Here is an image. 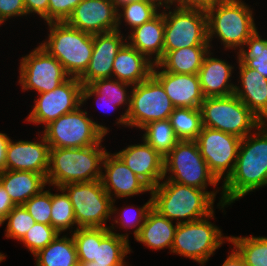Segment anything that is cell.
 <instances>
[{"instance_id":"obj_1","label":"cell","mask_w":267,"mask_h":266,"mask_svg":"<svg viewBox=\"0 0 267 266\" xmlns=\"http://www.w3.org/2000/svg\"><path fill=\"white\" fill-rule=\"evenodd\" d=\"M223 182L222 197L217 205L221 209L249 192L267 186V123L241 139L234 169Z\"/></svg>"},{"instance_id":"obj_2","label":"cell","mask_w":267,"mask_h":266,"mask_svg":"<svg viewBox=\"0 0 267 266\" xmlns=\"http://www.w3.org/2000/svg\"><path fill=\"white\" fill-rule=\"evenodd\" d=\"M216 193L165 179L150 191L152 208L178 224L210 216L214 212Z\"/></svg>"},{"instance_id":"obj_3","label":"cell","mask_w":267,"mask_h":266,"mask_svg":"<svg viewBox=\"0 0 267 266\" xmlns=\"http://www.w3.org/2000/svg\"><path fill=\"white\" fill-rule=\"evenodd\" d=\"M106 153L101 143L82 148H50L47 184L60 188L68 183L101 180Z\"/></svg>"},{"instance_id":"obj_4","label":"cell","mask_w":267,"mask_h":266,"mask_svg":"<svg viewBox=\"0 0 267 266\" xmlns=\"http://www.w3.org/2000/svg\"><path fill=\"white\" fill-rule=\"evenodd\" d=\"M48 40L41 43L55 57L70 77L80 78L88 68L93 52V35L69 26L50 22Z\"/></svg>"},{"instance_id":"obj_5","label":"cell","mask_w":267,"mask_h":266,"mask_svg":"<svg viewBox=\"0 0 267 266\" xmlns=\"http://www.w3.org/2000/svg\"><path fill=\"white\" fill-rule=\"evenodd\" d=\"M242 0H220L207 13L208 43L214 36L221 39L225 49L244 46L257 30L253 12Z\"/></svg>"},{"instance_id":"obj_6","label":"cell","mask_w":267,"mask_h":266,"mask_svg":"<svg viewBox=\"0 0 267 266\" xmlns=\"http://www.w3.org/2000/svg\"><path fill=\"white\" fill-rule=\"evenodd\" d=\"M204 127L240 137L249 135L263 123L235 94L205 97L200 106Z\"/></svg>"},{"instance_id":"obj_7","label":"cell","mask_w":267,"mask_h":266,"mask_svg":"<svg viewBox=\"0 0 267 266\" xmlns=\"http://www.w3.org/2000/svg\"><path fill=\"white\" fill-rule=\"evenodd\" d=\"M64 114L43 126V135L50 148H82L101 143L109 132L80 109Z\"/></svg>"},{"instance_id":"obj_8","label":"cell","mask_w":267,"mask_h":266,"mask_svg":"<svg viewBox=\"0 0 267 266\" xmlns=\"http://www.w3.org/2000/svg\"><path fill=\"white\" fill-rule=\"evenodd\" d=\"M66 191L75 214L77 228H109L106 220L118 209L115 199L103 188L101 180L68 183L60 187Z\"/></svg>"},{"instance_id":"obj_9","label":"cell","mask_w":267,"mask_h":266,"mask_svg":"<svg viewBox=\"0 0 267 266\" xmlns=\"http://www.w3.org/2000/svg\"><path fill=\"white\" fill-rule=\"evenodd\" d=\"M183 185L206 190L207 185L217 186L219 180L210 171L201 155L197 141H179L164 157V178Z\"/></svg>"},{"instance_id":"obj_10","label":"cell","mask_w":267,"mask_h":266,"mask_svg":"<svg viewBox=\"0 0 267 266\" xmlns=\"http://www.w3.org/2000/svg\"><path fill=\"white\" fill-rule=\"evenodd\" d=\"M210 218H214V212L197 221L179 223L171 252L193 259L204 266L215 250L225 240L229 241V236H222L221 230L208 221Z\"/></svg>"},{"instance_id":"obj_11","label":"cell","mask_w":267,"mask_h":266,"mask_svg":"<svg viewBox=\"0 0 267 266\" xmlns=\"http://www.w3.org/2000/svg\"><path fill=\"white\" fill-rule=\"evenodd\" d=\"M164 12V49L169 52L191 46H210L208 43L207 13L197 9L170 5L162 6Z\"/></svg>"},{"instance_id":"obj_12","label":"cell","mask_w":267,"mask_h":266,"mask_svg":"<svg viewBox=\"0 0 267 266\" xmlns=\"http://www.w3.org/2000/svg\"><path fill=\"white\" fill-rule=\"evenodd\" d=\"M127 126H143L152 121L168 119L175 108L161 83L151 74L131 88Z\"/></svg>"},{"instance_id":"obj_13","label":"cell","mask_w":267,"mask_h":266,"mask_svg":"<svg viewBox=\"0 0 267 266\" xmlns=\"http://www.w3.org/2000/svg\"><path fill=\"white\" fill-rule=\"evenodd\" d=\"M19 70L22 90L38 94L50 92L70 78L62 64L40 45L22 57Z\"/></svg>"},{"instance_id":"obj_14","label":"cell","mask_w":267,"mask_h":266,"mask_svg":"<svg viewBox=\"0 0 267 266\" xmlns=\"http://www.w3.org/2000/svg\"><path fill=\"white\" fill-rule=\"evenodd\" d=\"M196 141L210 171L219 181L222 177L225 181L234 169L241 138L203 126Z\"/></svg>"},{"instance_id":"obj_15","label":"cell","mask_w":267,"mask_h":266,"mask_svg":"<svg viewBox=\"0 0 267 266\" xmlns=\"http://www.w3.org/2000/svg\"><path fill=\"white\" fill-rule=\"evenodd\" d=\"M82 83L79 78L70 77L57 88L39 94L26 121L48 125L60 116L82 106Z\"/></svg>"},{"instance_id":"obj_16","label":"cell","mask_w":267,"mask_h":266,"mask_svg":"<svg viewBox=\"0 0 267 266\" xmlns=\"http://www.w3.org/2000/svg\"><path fill=\"white\" fill-rule=\"evenodd\" d=\"M118 9L112 0H82L66 23L89 34L118 30Z\"/></svg>"},{"instance_id":"obj_17","label":"cell","mask_w":267,"mask_h":266,"mask_svg":"<svg viewBox=\"0 0 267 266\" xmlns=\"http://www.w3.org/2000/svg\"><path fill=\"white\" fill-rule=\"evenodd\" d=\"M120 31L119 29L93 35L92 56L88 68L79 78L83 86L97 79L112 77L115 56L127 40L122 37Z\"/></svg>"},{"instance_id":"obj_18","label":"cell","mask_w":267,"mask_h":266,"mask_svg":"<svg viewBox=\"0 0 267 266\" xmlns=\"http://www.w3.org/2000/svg\"><path fill=\"white\" fill-rule=\"evenodd\" d=\"M102 169H105V173L102 172L101 182L112 200H114L113 195L117 198H124L151 191V188L115 153L111 155L107 152L105 154Z\"/></svg>"},{"instance_id":"obj_19","label":"cell","mask_w":267,"mask_h":266,"mask_svg":"<svg viewBox=\"0 0 267 266\" xmlns=\"http://www.w3.org/2000/svg\"><path fill=\"white\" fill-rule=\"evenodd\" d=\"M50 146L44 135L41 140L13 142L10 139L6 152L5 170L31 171L45 178L49 169Z\"/></svg>"},{"instance_id":"obj_20","label":"cell","mask_w":267,"mask_h":266,"mask_svg":"<svg viewBox=\"0 0 267 266\" xmlns=\"http://www.w3.org/2000/svg\"><path fill=\"white\" fill-rule=\"evenodd\" d=\"M152 75L161 83L175 108H200L205 97L201 90L198 74L159 71V67L154 64Z\"/></svg>"},{"instance_id":"obj_21","label":"cell","mask_w":267,"mask_h":266,"mask_svg":"<svg viewBox=\"0 0 267 266\" xmlns=\"http://www.w3.org/2000/svg\"><path fill=\"white\" fill-rule=\"evenodd\" d=\"M115 154L150 188L164 179V157L144 140Z\"/></svg>"},{"instance_id":"obj_22","label":"cell","mask_w":267,"mask_h":266,"mask_svg":"<svg viewBox=\"0 0 267 266\" xmlns=\"http://www.w3.org/2000/svg\"><path fill=\"white\" fill-rule=\"evenodd\" d=\"M238 64L242 89L235 84L234 94L263 123H267V78L245 64Z\"/></svg>"},{"instance_id":"obj_23","label":"cell","mask_w":267,"mask_h":266,"mask_svg":"<svg viewBox=\"0 0 267 266\" xmlns=\"http://www.w3.org/2000/svg\"><path fill=\"white\" fill-rule=\"evenodd\" d=\"M205 55L199 69L200 86L204 97L228 96L234 94L235 85L230 83L234 67L225 60Z\"/></svg>"},{"instance_id":"obj_24","label":"cell","mask_w":267,"mask_h":266,"mask_svg":"<svg viewBox=\"0 0 267 266\" xmlns=\"http://www.w3.org/2000/svg\"><path fill=\"white\" fill-rule=\"evenodd\" d=\"M153 66L151 60L126 42L115 56L112 78L136 85L152 74Z\"/></svg>"},{"instance_id":"obj_25","label":"cell","mask_w":267,"mask_h":266,"mask_svg":"<svg viewBox=\"0 0 267 266\" xmlns=\"http://www.w3.org/2000/svg\"><path fill=\"white\" fill-rule=\"evenodd\" d=\"M127 43L156 64L163 57L164 11L154 18L131 30ZM151 55V56H150ZM155 57L152 60V56Z\"/></svg>"},{"instance_id":"obj_26","label":"cell","mask_w":267,"mask_h":266,"mask_svg":"<svg viewBox=\"0 0 267 266\" xmlns=\"http://www.w3.org/2000/svg\"><path fill=\"white\" fill-rule=\"evenodd\" d=\"M109 228H96V251L94 265L123 266L125 256L131 252L127 234H119Z\"/></svg>"},{"instance_id":"obj_27","label":"cell","mask_w":267,"mask_h":266,"mask_svg":"<svg viewBox=\"0 0 267 266\" xmlns=\"http://www.w3.org/2000/svg\"><path fill=\"white\" fill-rule=\"evenodd\" d=\"M0 183L16 206L23 205L39 194L47 184L46 178L40 173L15 170L1 171Z\"/></svg>"},{"instance_id":"obj_28","label":"cell","mask_w":267,"mask_h":266,"mask_svg":"<svg viewBox=\"0 0 267 266\" xmlns=\"http://www.w3.org/2000/svg\"><path fill=\"white\" fill-rule=\"evenodd\" d=\"M177 226L178 223L173 225L171 220L152 208L135 239L153 250L169 248L171 251Z\"/></svg>"},{"instance_id":"obj_29","label":"cell","mask_w":267,"mask_h":266,"mask_svg":"<svg viewBox=\"0 0 267 266\" xmlns=\"http://www.w3.org/2000/svg\"><path fill=\"white\" fill-rule=\"evenodd\" d=\"M209 48L210 46H191L163 52V57L156 66L169 73L198 74Z\"/></svg>"},{"instance_id":"obj_30","label":"cell","mask_w":267,"mask_h":266,"mask_svg":"<svg viewBox=\"0 0 267 266\" xmlns=\"http://www.w3.org/2000/svg\"><path fill=\"white\" fill-rule=\"evenodd\" d=\"M60 235L34 254L36 266H78L73 237L68 238L64 235L59 238Z\"/></svg>"},{"instance_id":"obj_31","label":"cell","mask_w":267,"mask_h":266,"mask_svg":"<svg viewBox=\"0 0 267 266\" xmlns=\"http://www.w3.org/2000/svg\"><path fill=\"white\" fill-rule=\"evenodd\" d=\"M168 119L180 141H196L203 128L200 108H174Z\"/></svg>"},{"instance_id":"obj_32","label":"cell","mask_w":267,"mask_h":266,"mask_svg":"<svg viewBox=\"0 0 267 266\" xmlns=\"http://www.w3.org/2000/svg\"><path fill=\"white\" fill-rule=\"evenodd\" d=\"M143 140L165 157L180 141L169 119L152 121L141 128Z\"/></svg>"},{"instance_id":"obj_33","label":"cell","mask_w":267,"mask_h":266,"mask_svg":"<svg viewBox=\"0 0 267 266\" xmlns=\"http://www.w3.org/2000/svg\"><path fill=\"white\" fill-rule=\"evenodd\" d=\"M97 93L98 99L100 100H108L111 102H119V106L126 105L127 109L125 112L120 116L116 124L127 126V118L126 115L130 108V99L131 95L127 94V87L131 86L132 84L126 83L124 81L115 80L111 78H102L97 79L89 84Z\"/></svg>"},{"instance_id":"obj_34","label":"cell","mask_w":267,"mask_h":266,"mask_svg":"<svg viewBox=\"0 0 267 266\" xmlns=\"http://www.w3.org/2000/svg\"><path fill=\"white\" fill-rule=\"evenodd\" d=\"M246 266H267V237H229Z\"/></svg>"},{"instance_id":"obj_35","label":"cell","mask_w":267,"mask_h":266,"mask_svg":"<svg viewBox=\"0 0 267 266\" xmlns=\"http://www.w3.org/2000/svg\"><path fill=\"white\" fill-rule=\"evenodd\" d=\"M247 46V49H244ZM237 52V60L251 69H255L267 78V40L261 39L256 30Z\"/></svg>"},{"instance_id":"obj_36","label":"cell","mask_w":267,"mask_h":266,"mask_svg":"<svg viewBox=\"0 0 267 266\" xmlns=\"http://www.w3.org/2000/svg\"><path fill=\"white\" fill-rule=\"evenodd\" d=\"M158 7L160 8L161 5L154 0H135L120 6L119 8H121L122 11L119 12L118 10L117 12L118 30L122 23L121 19L124 18L127 25H130L133 30L154 18L159 13L157 11Z\"/></svg>"},{"instance_id":"obj_37","label":"cell","mask_w":267,"mask_h":266,"mask_svg":"<svg viewBox=\"0 0 267 266\" xmlns=\"http://www.w3.org/2000/svg\"><path fill=\"white\" fill-rule=\"evenodd\" d=\"M62 193H51V226L60 234L67 229L77 225L74 209L67 193L56 187Z\"/></svg>"},{"instance_id":"obj_38","label":"cell","mask_w":267,"mask_h":266,"mask_svg":"<svg viewBox=\"0 0 267 266\" xmlns=\"http://www.w3.org/2000/svg\"><path fill=\"white\" fill-rule=\"evenodd\" d=\"M6 237L20 241L28 230L35 224V219L23 205L15 206L6 216Z\"/></svg>"},{"instance_id":"obj_39","label":"cell","mask_w":267,"mask_h":266,"mask_svg":"<svg viewBox=\"0 0 267 266\" xmlns=\"http://www.w3.org/2000/svg\"><path fill=\"white\" fill-rule=\"evenodd\" d=\"M58 234L60 233L51 225L35 222L20 241L34 255L39 250L45 248Z\"/></svg>"},{"instance_id":"obj_40","label":"cell","mask_w":267,"mask_h":266,"mask_svg":"<svg viewBox=\"0 0 267 266\" xmlns=\"http://www.w3.org/2000/svg\"><path fill=\"white\" fill-rule=\"evenodd\" d=\"M78 262L94 260L96 251V228H76L72 233Z\"/></svg>"},{"instance_id":"obj_41","label":"cell","mask_w":267,"mask_h":266,"mask_svg":"<svg viewBox=\"0 0 267 266\" xmlns=\"http://www.w3.org/2000/svg\"><path fill=\"white\" fill-rule=\"evenodd\" d=\"M36 223L51 225V192L42 190L23 204Z\"/></svg>"},{"instance_id":"obj_42","label":"cell","mask_w":267,"mask_h":266,"mask_svg":"<svg viewBox=\"0 0 267 266\" xmlns=\"http://www.w3.org/2000/svg\"><path fill=\"white\" fill-rule=\"evenodd\" d=\"M152 209V196L142 207H138L136 212H131V208H123L120 211L122 214H119L117 219L114 220L115 224H120L121 228H135L134 238L139 234L141 227L143 226L147 213ZM133 213V215H132Z\"/></svg>"},{"instance_id":"obj_43","label":"cell","mask_w":267,"mask_h":266,"mask_svg":"<svg viewBox=\"0 0 267 266\" xmlns=\"http://www.w3.org/2000/svg\"><path fill=\"white\" fill-rule=\"evenodd\" d=\"M82 0H49L48 23L66 22Z\"/></svg>"},{"instance_id":"obj_44","label":"cell","mask_w":267,"mask_h":266,"mask_svg":"<svg viewBox=\"0 0 267 266\" xmlns=\"http://www.w3.org/2000/svg\"><path fill=\"white\" fill-rule=\"evenodd\" d=\"M24 15H27L24 0H0V25L10 17Z\"/></svg>"},{"instance_id":"obj_45","label":"cell","mask_w":267,"mask_h":266,"mask_svg":"<svg viewBox=\"0 0 267 266\" xmlns=\"http://www.w3.org/2000/svg\"><path fill=\"white\" fill-rule=\"evenodd\" d=\"M26 14L35 13L48 23L49 0H24Z\"/></svg>"},{"instance_id":"obj_46","label":"cell","mask_w":267,"mask_h":266,"mask_svg":"<svg viewBox=\"0 0 267 266\" xmlns=\"http://www.w3.org/2000/svg\"><path fill=\"white\" fill-rule=\"evenodd\" d=\"M220 0H175L174 3L181 8L197 9L207 12Z\"/></svg>"},{"instance_id":"obj_47","label":"cell","mask_w":267,"mask_h":266,"mask_svg":"<svg viewBox=\"0 0 267 266\" xmlns=\"http://www.w3.org/2000/svg\"><path fill=\"white\" fill-rule=\"evenodd\" d=\"M15 206L9 194L0 183V213L6 217Z\"/></svg>"},{"instance_id":"obj_48","label":"cell","mask_w":267,"mask_h":266,"mask_svg":"<svg viewBox=\"0 0 267 266\" xmlns=\"http://www.w3.org/2000/svg\"><path fill=\"white\" fill-rule=\"evenodd\" d=\"M91 96H96V99L98 101V93L90 85L82 86V104L86 102L87 99H89ZM101 101L102 100H100V102ZM102 102H105L107 104V108L111 107L112 110H115V108L119 107V102H111L108 100H103Z\"/></svg>"},{"instance_id":"obj_49","label":"cell","mask_w":267,"mask_h":266,"mask_svg":"<svg viewBox=\"0 0 267 266\" xmlns=\"http://www.w3.org/2000/svg\"><path fill=\"white\" fill-rule=\"evenodd\" d=\"M10 138L6 133L0 132V172L5 170L6 152Z\"/></svg>"},{"instance_id":"obj_50","label":"cell","mask_w":267,"mask_h":266,"mask_svg":"<svg viewBox=\"0 0 267 266\" xmlns=\"http://www.w3.org/2000/svg\"><path fill=\"white\" fill-rule=\"evenodd\" d=\"M222 266H246L242 257L238 254L235 249H232V252L223 262Z\"/></svg>"},{"instance_id":"obj_51","label":"cell","mask_w":267,"mask_h":266,"mask_svg":"<svg viewBox=\"0 0 267 266\" xmlns=\"http://www.w3.org/2000/svg\"><path fill=\"white\" fill-rule=\"evenodd\" d=\"M113 3L115 4L116 8L120 11L121 9H119L120 6L129 3V2H133L135 0H112Z\"/></svg>"},{"instance_id":"obj_52","label":"cell","mask_w":267,"mask_h":266,"mask_svg":"<svg viewBox=\"0 0 267 266\" xmlns=\"http://www.w3.org/2000/svg\"><path fill=\"white\" fill-rule=\"evenodd\" d=\"M158 2L161 6H167V5H172L175 0H154Z\"/></svg>"},{"instance_id":"obj_53","label":"cell","mask_w":267,"mask_h":266,"mask_svg":"<svg viewBox=\"0 0 267 266\" xmlns=\"http://www.w3.org/2000/svg\"><path fill=\"white\" fill-rule=\"evenodd\" d=\"M78 266H100V265H94V261H90V262H78Z\"/></svg>"},{"instance_id":"obj_54","label":"cell","mask_w":267,"mask_h":266,"mask_svg":"<svg viewBox=\"0 0 267 266\" xmlns=\"http://www.w3.org/2000/svg\"><path fill=\"white\" fill-rule=\"evenodd\" d=\"M5 221H6V217L2 213H0V226L4 224Z\"/></svg>"},{"instance_id":"obj_55","label":"cell","mask_w":267,"mask_h":266,"mask_svg":"<svg viewBox=\"0 0 267 266\" xmlns=\"http://www.w3.org/2000/svg\"><path fill=\"white\" fill-rule=\"evenodd\" d=\"M5 257L6 256L4 254L0 253V262H2L5 259Z\"/></svg>"}]
</instances>
